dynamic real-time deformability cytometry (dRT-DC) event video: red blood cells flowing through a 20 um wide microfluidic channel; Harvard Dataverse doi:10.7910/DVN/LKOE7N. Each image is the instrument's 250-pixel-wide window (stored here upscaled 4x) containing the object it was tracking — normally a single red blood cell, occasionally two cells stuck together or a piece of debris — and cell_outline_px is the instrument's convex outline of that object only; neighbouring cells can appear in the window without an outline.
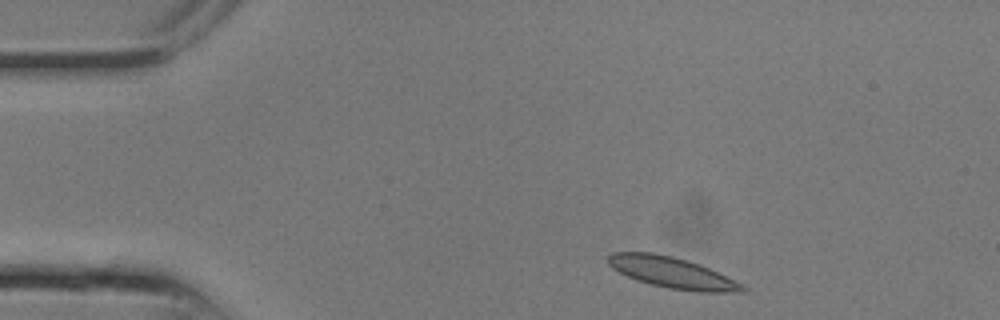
{"species": "common noctule bat (a hibernating species)", "species_latin": "Nyctalus noctula", "temperature_condition": "room temperature", "stored_images_in_passage": 21, "camera_frame_rate_fps": 3000, "um_per_image_px": 0.085, "animal": {"sex": "male", "body_mass_g": 13.3}, "frame": {"image": 1, "passage_image": 1, "time_ms": 0.0, "image_size_px": [1000, 320], "cell_outline_px": [[748, 292], [700, 292], [668, 288], [636, 280], [612, 268], [608, 264], [608, 256], [612, 252], [652, 252], [672, 256], [688, 260], [700, 264], [744, 284], [748, 288]], "centroid_in_image_um": [57.18, 23.17], "position_along_channel_um": 27.8, "area_um2": 24.39}}
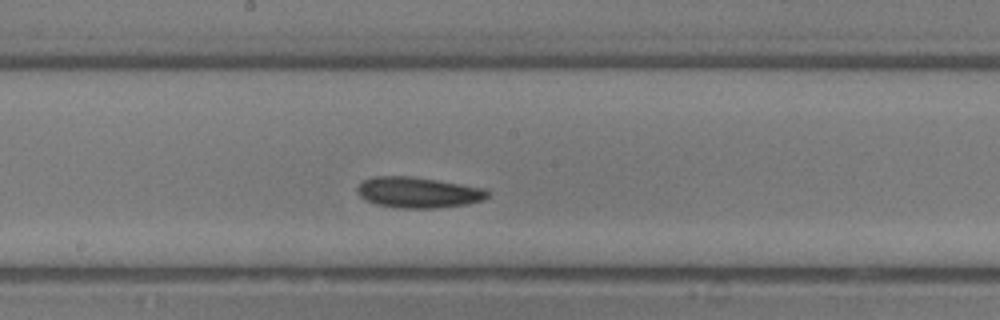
{"frame": {"image": 2, "passage_image": 10, "time_ms": 3.0, "image_size_px": [1000, 320], "cell_outline_px": [[488, 196], [484, 200], [468, 204], [436, 208], [396, 208], [376, 204], [364, 200], [356, 192], [356, 188], [364, 180], [372, 176], [412, 176], [484, 188], [488, 192]], "centroid_in_image_um": [35.51, 16.36], "position_along_channel_um": 212.7, "area_um2": 23.47}}
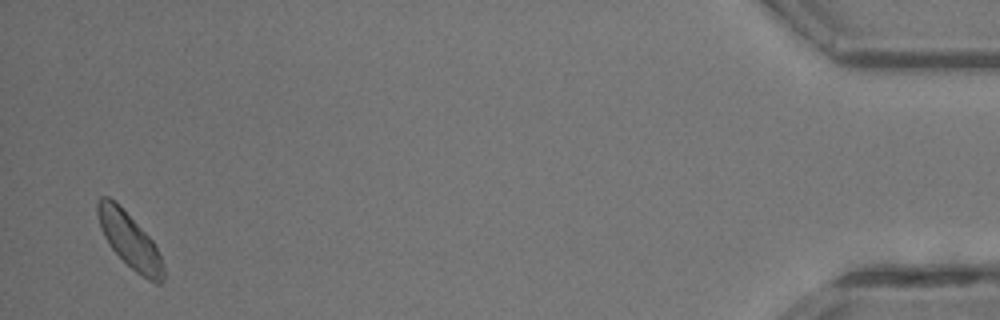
{"frame": {"image": 3, "passage_image": 21, "time_ms": 6.667, "image_size_px": [1000, 320], "cell_outline_px": [[164, 280], [160, 284], [156, 284], [148, 280], [136, 272], [108, 244], [100, 228], [96, 212], [96, 200], [100, 196], [108, 196], [152, 240], [164, 264]], "centroid_in_image_um": [11.0, 20.46], "position_along_channel_um": 424.2, "area_um2": 20.58}}